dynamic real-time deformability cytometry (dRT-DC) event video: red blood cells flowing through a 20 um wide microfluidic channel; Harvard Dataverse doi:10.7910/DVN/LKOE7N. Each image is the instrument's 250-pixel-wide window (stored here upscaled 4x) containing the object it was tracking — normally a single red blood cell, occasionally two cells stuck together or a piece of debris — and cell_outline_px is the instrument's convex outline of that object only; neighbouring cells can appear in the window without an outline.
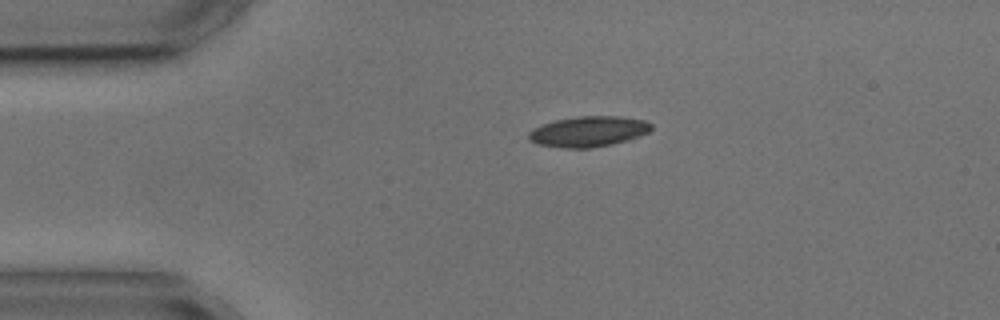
{"species": "common noctule bat (a hibernating species)", "species_latin": "Nyctalus noctula", "temperature_condition": "cold", "stored_images_in_passage": 3, "camera_frame_rate_fps": 3000, "um_per_image_px": 0.085, "animal": {"sex": "male", "body_mass_g": 17.9, "forearm_length_mm": 54.2}, "frame": {"image": 1, "passage_image": 1, "time_ms": 0.0, "image_size_px": [1000, 320], "cell_outline_px": [[652, 128], [648, 132], [640, 136], [628, 140], [612, 144], [588, 148], [564, 148], [536, 144], [528, 140], [528, 132], [544, 124], [556, 120], [576, 116], [620, 116], [648, 120], [652, 124]], "centroid_in_image_um": [50.05, 11.17], "position_along_channel_um": 35.0, "area_um2": 21.91}}